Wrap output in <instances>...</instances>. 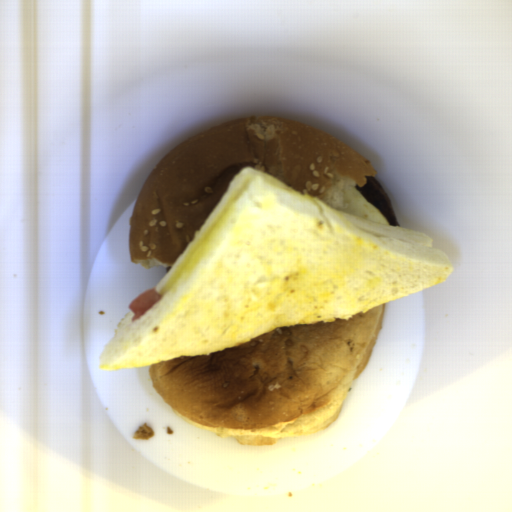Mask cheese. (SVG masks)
Wrapping results in <instances>:
<instances>
[{"label": "cheese", "mask_w": 512, "mask_h": 512, "mask_svg": "<svg viewBox=\"0 0 512 512\" xmlns=\"http://www.w3.org/2000/svg\"><path fill=\"white\" fill-rule=\"evenodd\" d=\"M252 179V176L246 178L240 186L235 190L231 198L222 208V210L218 213L212 223L208 226V228L204 231L201 237L197 240V242L193 245L190 251L183 258L181 264L179 265L177 271L173 274V276L166 282V284L162 288L172 289L177 280L185 275L189 274L190 271L194 268L195 264L202 260L205 256L209 241L212 238L213 234L216 230L222 225L223 221L231 215L234 205L237 199L241 196V194L247 189L248 182Z\"/></svg>", "instance_id": "obj_1"}]
</instances>
